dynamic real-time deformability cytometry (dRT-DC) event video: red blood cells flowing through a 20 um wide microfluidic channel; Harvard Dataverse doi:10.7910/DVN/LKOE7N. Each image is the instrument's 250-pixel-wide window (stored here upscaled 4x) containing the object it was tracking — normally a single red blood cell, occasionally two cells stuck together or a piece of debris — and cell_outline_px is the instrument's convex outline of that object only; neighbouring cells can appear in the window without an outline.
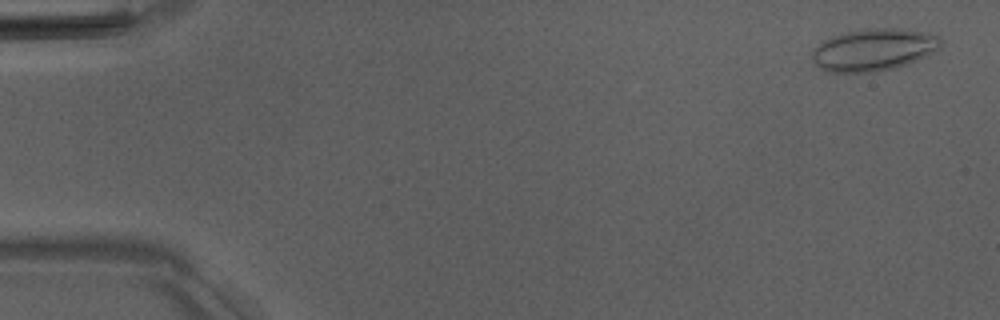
{"species": "Egyptian fruit bat (a non-hibernating species)", "species_latin": "Rousettus aegyptiacus", "temperature_condition": "room temperature", "stored_images_in_passage": 51, "camera_frame_rate_fps": 3000, "um_per_image_px": 0.085, "animal": {"sex": "male"}, "frame": {"image": 1, "passage_image": 2, "time_ms": 0.333, "image_size_px": [1000, 320], "cell_outline_px": [[940, 44], [936, 48], [924, 56], [908, 64], [896, 68], [872, 72], [828, 72], [820, 68], [812, 60], [812, 48], [824, 40], [832, 36], [844, 32], [868, 28], [900, 28], [928, 32], [940, 36]], "centroid_in_image_um": [74.21, 4.22], "position_along_channel_um": 10.8, "area_um2": 31.62}}
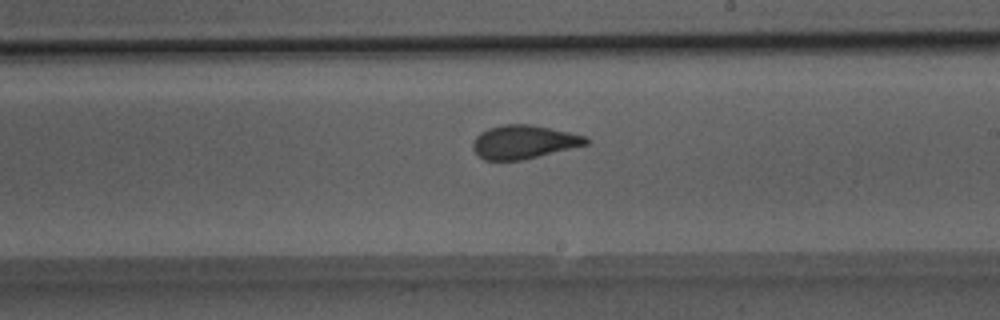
{"frame": {"image": 2, "passage_image": 30, "time_ms": 9.667, "image_size_px": [1000, 320], "cell_outline_px": [[588, 144], [520, 160], [484, 160], [472, 148], [472, 144], [476, 136], [480, 132], [488, 128], [504, 124], [528, 124], [568, 132], [584, 136], [588, 140]], "centroid_in_image_um": [44.46, 12.06], "position_along_channel_um": 244.5, "area_um2": 21.68}}
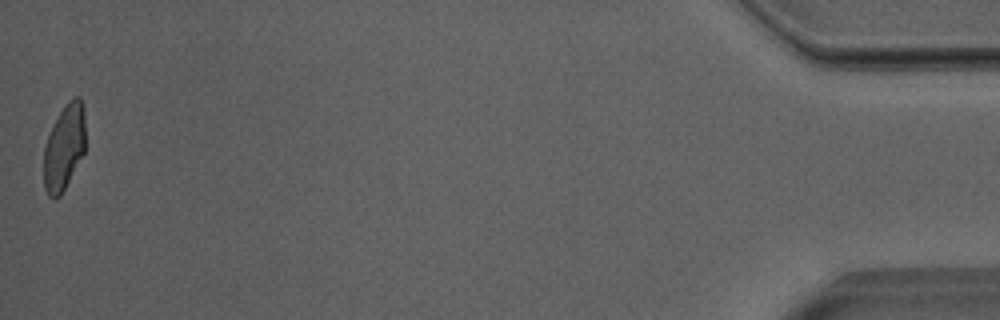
{"frame": {"image": 3, "passage_image": 51, "time_ms": 16.667, "image_size_px": [1000, 320], "cell_outline_px": [[84, 152], [60, 196], [52, 200], [48, 196], [44, 188], [44, 148], [48, 136], [64, 104], [68, 100], [76, 96], [80, 96], [84, 108]], "centroid_in_image_um": [5.45, 12.52], "position_along_channel_um": 429.8, "area_um2": 20.58}, "authors_computed_cell_mechanics": {"area_um2": 22.7732, "velocity_mm_per_s": 4.0087, "shape_relaxation_time_tau1_ms": null, "shape_relaxation_time_tau2_ms": 0.9649, "deformation_change_tau1": null, "deformation_change_tau2": 0.0626}}